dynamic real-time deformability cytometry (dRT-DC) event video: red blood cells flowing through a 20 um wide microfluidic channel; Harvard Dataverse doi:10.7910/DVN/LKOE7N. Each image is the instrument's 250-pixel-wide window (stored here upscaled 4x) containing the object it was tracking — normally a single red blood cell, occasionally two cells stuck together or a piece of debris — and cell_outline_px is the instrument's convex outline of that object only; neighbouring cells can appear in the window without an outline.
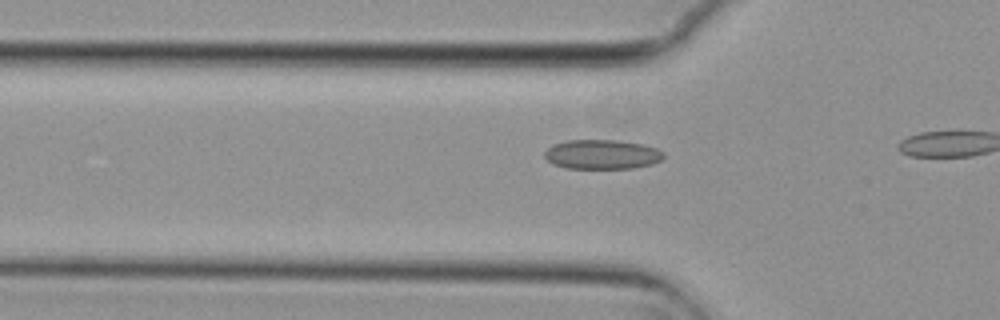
{"species": "common noctule bat (a hibernating species)", "species_latin": "Nyctalus noctula", "temperature_condition": "cold", "stored_images_in_passage": 16, "camera_frame_rate_fps": 3000, "um_per_image_px": 0.085, "animal": {"sex": "female", "body_mass_g": 29.2, "forearm_length_mm": 56.3}, "frame": {"image": 1, "passage_image": 14, "time_ms": 4.333, "image_size_px": [1000, 320], "cell_outline_px": [[664, 156], [660, 160], [652, 164], [632, 168], [564, 168], [552, 164], [544, 156], [544, 152], [552, 144], [568, 140], [616, 140], [644, 144], [656, 148], [664, 152]], "centroid_in_image_um": [51.16, 13.12], "position_along_channel_um": 74.6, "area_um2": 20.52}}